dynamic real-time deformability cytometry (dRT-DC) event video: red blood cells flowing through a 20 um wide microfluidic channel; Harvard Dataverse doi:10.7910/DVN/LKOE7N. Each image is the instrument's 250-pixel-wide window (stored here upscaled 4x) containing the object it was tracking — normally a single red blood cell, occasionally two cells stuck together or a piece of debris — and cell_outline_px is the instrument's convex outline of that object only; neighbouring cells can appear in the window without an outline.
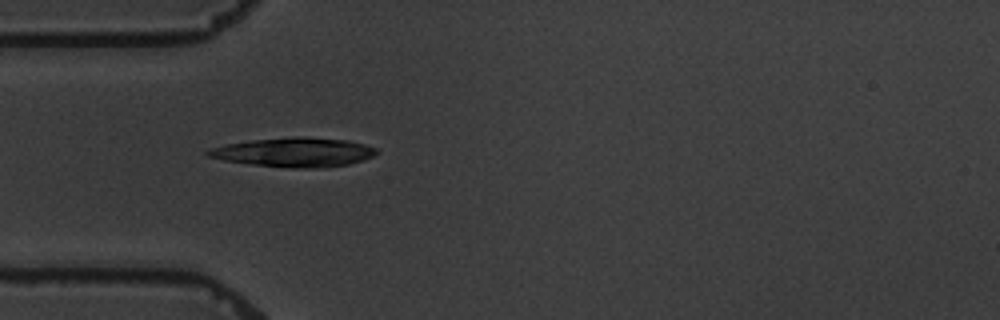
{"species": "common noctule bat (a hibernating species)", "species_latin": "Nyctalus noctula", "temperature_condition": "warm", "stored_images_in_passage": 3, "camera_frame_rate_fps": 3000, "um_per_image_px": 0.085, "animal": {"sex": "male", "body_mass_g": 19.5, "forearm_length_mm": 54.6}, "frame": {"image": 1, "passage_image": 2, "time_ms": 1.0, "image_size_px": [1000, 320], "cell_outline_px": [[380, 152], [364, 160], [348, 164], [316, 168], [292, 168], [252, 164], [224, 160], [208, 156], [204, 152], [212, 148], [224, 144], [252, 140], [292, 136], [304, 136], [348, 140], [364, 144], [376, 148]], "centroid_in_image_um": [25.03, 12.93], "position_along_channel_um": 60.0, "area_um2": 28.73}}
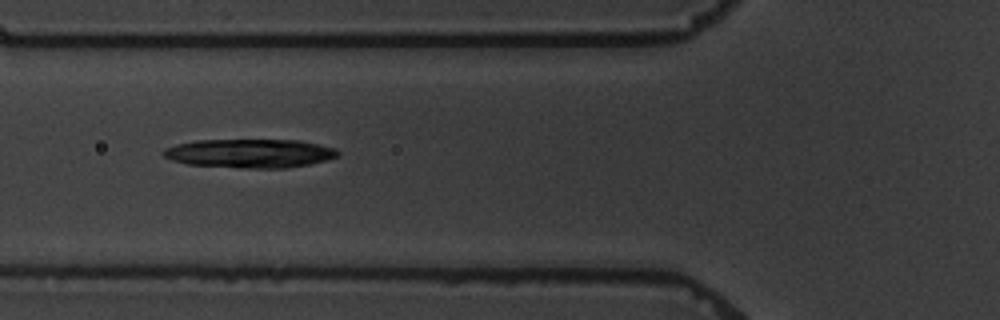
{"frame": {"image": 2, "passage_image": 3, "time_ms": 2.333, "image_size_px": [1000, 320], "cell_outline_px": [[340, 152], [336, 156], [324, 160], [308, 164], [284, 168], [240, 168], [188, 164], [172, 160], [164, 156], [160, 152], [164, 148], [176, 144], [196, 140], [300, 140], [336, 148]], "centroid_in_image_um": [21.2, 13.03], "position_along_channel_um": 104.6, "area_um2": 29.25}}